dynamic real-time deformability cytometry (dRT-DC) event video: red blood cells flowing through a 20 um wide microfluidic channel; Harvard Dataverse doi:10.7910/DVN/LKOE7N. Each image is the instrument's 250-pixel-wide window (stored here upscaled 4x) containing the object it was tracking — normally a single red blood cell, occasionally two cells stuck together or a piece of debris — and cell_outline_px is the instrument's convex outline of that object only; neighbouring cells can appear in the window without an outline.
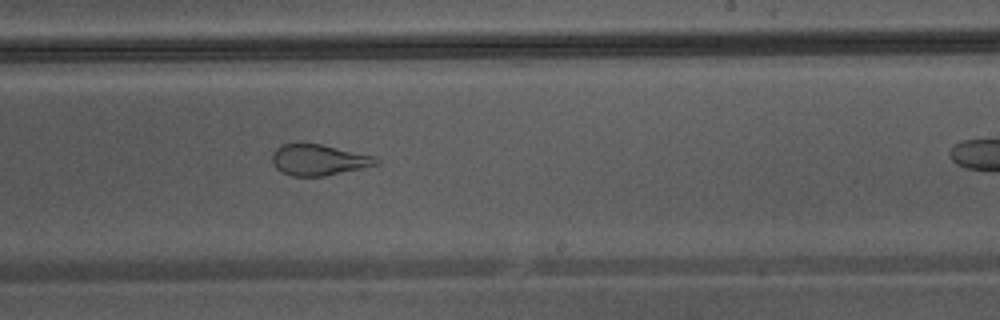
{"species": "Egyptian fruit bat (a non-hibernating species)", "species_latin": "Rousettus aegyptiacus", "temperature_condition": "warm", "stored_images_in_passage": 23, "camera_frame_rate_fps": 3000, "um_per_image_px": 0.085, "animal": {"sex": "male"}, "frame": {"image": 1, "passage_image": 17, "time_ms": 5.333, "image_size_px": [1000, 320], "cell_outline_px": [[380, 164], [324, 176], [292, 176], [280, 172], [272, 164], [272, 152], [280, 144], [320, 144], [376, 156], [380, 160]], "centroid_in_image_um": [27.08, 13.59], "position_along_channel_um": 261.9, "area_um2": 18.84}}